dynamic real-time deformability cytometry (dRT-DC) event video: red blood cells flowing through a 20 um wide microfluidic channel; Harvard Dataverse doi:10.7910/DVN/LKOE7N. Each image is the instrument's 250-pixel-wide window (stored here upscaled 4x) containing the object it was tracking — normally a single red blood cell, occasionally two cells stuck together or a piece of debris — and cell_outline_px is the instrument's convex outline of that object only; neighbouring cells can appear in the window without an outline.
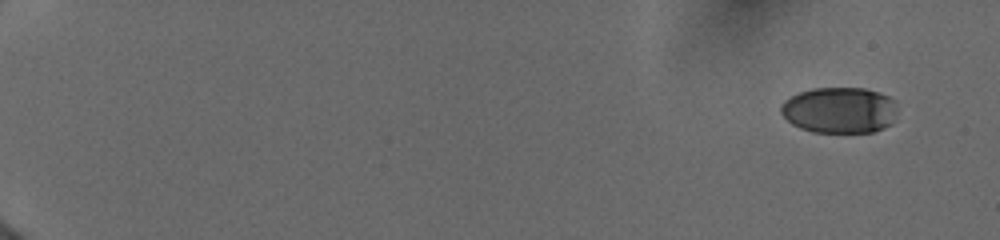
{"species": "human", "species_latin": "Homo sapiens", "temperature_condition": "cold", "stored_images_in_passage": 9, "camera_frame_rate_fps": 3000, "um_per_image_px": 0.085, "donor": {"sex": "female"}, "frame": {"image": 1, "passage_image": 1, "time_ms": 0.0, "image_size_px": [1000, 240], "cell_outline_px": [[896, 100], [892, 124], [884, 128], [872, 132], [812, 132], [800, 128], [792, 124], [780, 112], [780, 108], [784, 100], [800, 92], [812, 88], [864, 88], [888, 96]], "centroid_in_image_um": [71.35, 9.36], "position_along_channel_um": 13.7, "area_um2": 31.21}}
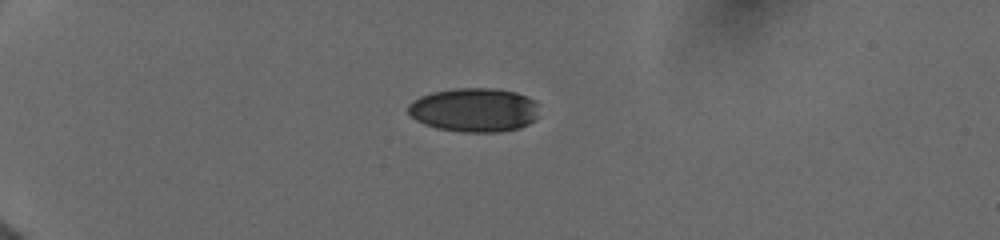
{"frame": {"image": 2, "passage_image": 6, "time_ms": 4.333, "image_size_px": [1000, 240], "cell_outline_px": [[536, 120], [520, 128], [500, 132], [460, 132], [436, 128], [424, 124], [416, 120], [408, 112], [408, 104], [412, 100], [420, 96], [432, 92], [452, 88], [492, 88], [516, 92], [532, 100], [536, 104]], "centroid_in_image_um": [40.27, 9.35], "position_along_channel_um": 44.7, "area_um2": 33.64}}
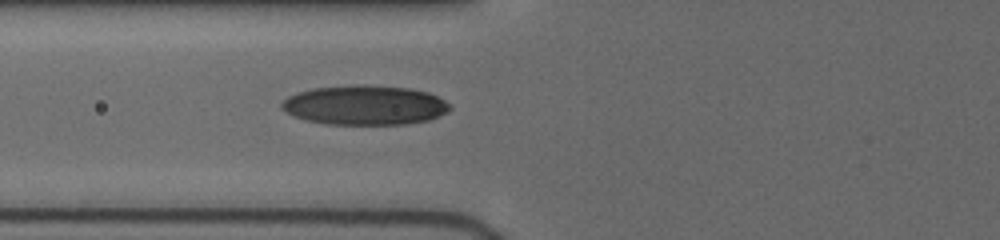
{"frame": {"image": 3, "passage_image": 9, "time_ms": 7.0, "image_size_px": [1000, 240], "cell_outline_px": [[452, 108], [448, 112], [428, 120], [404, 124], [328, 124], [308, 120], [296, 116], [280, 108], [280, 104], [288, 96], [312, 88], [356, 84], [360, 84], [412, 88], [428, 92], [444, 100]], "centroid_in_image_um": [31.03, 8.92], "position_along_channel_um": 94.8, "area_um2": 38.67}}